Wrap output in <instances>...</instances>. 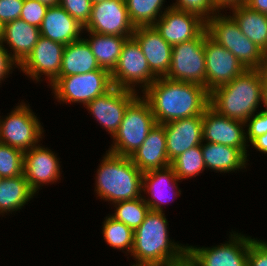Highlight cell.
I'll list each match as a JSON object with an SVG mask.
<instances>
[{
	"instance_id": "cell-1",
	"label": "cell",
	"mask_w": 267,
	"mask_h": 266,
	"mask_svg": "<svg viewBox=\"0 0 267 266\" xmlns=\"http://www.w3.org/2000/svg\"><path fill=\"white\" fill-rule=\"evenodd\" d=\"M142 95L157 124L203 115L209 106V92L204 86L166 77L157 78Z\"/></svg>"
},
{
	"instance_id": "cell-2",
	"label": "cell",
	"mask_w": 267,
	"mask_h": 266,
	"mask_svg": "<svg viewBox=\"0 0 267 266\" xmlns=\"http://www.w3.org/2000/svg\"><path fill=\"white\" fill-rule=\"evenodd\" d=\"M168 221L163 212L150 210L143 223L134 231L131 256L137 266H163L179 260L189 244L169 238Z\"/></svg>"
},
{
	"instance_id": "cell-3",
	"label": "cell",
	"mask_w": 267,
	"mask_h": 266,
	"mask_svg": "<svg viewBox=\"0 0 267 266\" xmlns=\"http://www.w3.org/2000/svg\"><path fill=\"white\" fill-rule=\"evenodd\" d=\"M262 72L246 69L233 81L209 93V106L220 115L246 122L262 102Z\"/></svg>"
},
{
	"instance_id": "cell-4",
	"label": "cell",
	"mask_w": 267,
	"mask_h": 266,
	"mask_svg": "<svg viewBox=\"0 0 267 266\" xmlns=\"http://www.w3.org/2000/svg\"><path fill=\"white\" fill-rule=\"evenodd\" d=\"M95 176L97 197L111 204L142 197L143 173L130 157L106 151Z\"/></svg>"
},
{
	"instance_id": "cell-5",
	"label": "cell",
	"mask_w": 267,
	"mask_h": 266,
	"mask_svg": "<svg viewBox=\"0 0 267 266\" xmlns=\"http://www.w3.org/2000/svg\"><path fill=\"white\" fill-rule=\"evenodd\" d=\"M208 36L229 50L246 69H261L264 52L248 39L230 15L216 13L206 20Z\"/></svg>"
},
{
	"instance_id": "cell-6",
	"label": "cell",
	"mask_w": 267,
	"mask_h": 266,
	"mask_svg": "<svg viewBox=\"0 0 267 266\" xmlns=\"http://www.w3.org/2000/svg\"><path fill=\"white\" fill-rule=\"evenodd\" d=\"M141 96L127 107L121 125L112 137L114 141L108 152L130 157L157 124L149 103Z\"/></svg>"
},
{
	"instance_id": "cell-7",
	"label": "cell",
	"mask_w": 267,
	"mask_h": 266,
	"mask_svg": "<svg viewBox=\"0 0 267 266\" xmlns=\"http://www.w3.org/2000/svg\"><path fill=\"white\" fill-rule=\"evenodd\" d=\"M50 85L60 104L82 103L84 107L113 87L111 73L103 68L84 74L58 76Z\"/></svg>"
},
{
	"instance_id": "cell-8",
	"label": "cell",
	"mask_w": 267,
	"mask_h": 266,
	"mask_svg": "<svg viewBox=\"0 0 267 266\" xmlns=\"http://www.w3.org/2000/svg\"><path fill=\"white\" fill-rule=\"evenodd\" d=\"M25 102L15 106L4 119L0 116V142L23 152L34 148L43 138L40 120Z\"/></svg>"
},
{
	"instance_id": "cell-9",
	"label": "cell",
	"mask_w": 267,
	"mask_h": 266,
	"mask_svg": "<svg viewBox=\"0 0 267 266\" xmlns=\"http://www.w3.org/2000/svg\"><path fill=\"white\" fill-rule=\"evenodd\" d=\"M111 79L113 86L134 92L139 91L135 87L140 86L141 93L157 79L150 70L143 51L132 37L123 44L117 65L111 72Z\"/></svg>"
},
{
	"instance_id": "cell-10",
	"label": "cell",
	"mask_w": 267,
	"mask_h": 266,
	"mask_svg": "<svg viewBox=\"0 0 267 266\" xmlns=\"http://www.w3.org/2000/svg\"><path fill=\"white\" fill-rule=\"evenodd\" d=\"M204 43L205 30L193 40L172 46V59L166 78L192 82L206 88Z\"/></svg>"
},
{
	"instance_id": "cell-11",
	"label": "cell",
	"mask_w": 267,
	"mask_h": 266,
	"mask_svg": "<svg viewBox=\"0 0 267 266\" xmlns=\"http://www.w3.org/2000/svg\"><path fill=\"white\" fill-rule=\"evenodd\" d=\"M229 241L211 247L187 246V252L199 266H247L250 243L255 239L229 232Z\"/></svg>"
},
{
	"instance_id": "cell-12",
	"label": "cell",
	"mask_w": 267,
	"mask_h": 266,
	"mask_svg": "<svg viewBox=\"0 0 267 266\" xmlns=\"http://www.w3.org/2000/svg\"><path fill=\"white\" fill-rule=\"evenodd\" d=\"M84 31L132 37L135 26L129 18L125 0H104L93 4Z\"/></svg>"
},
{
	"instance_id": "cell-13",
	"label": "cell",
	"mask_w": 267,
	"mask_h": 266,
	"mask_svg": "<svg viewBox=\"0 0 267 266\" xmlns=\"http://www.w3.org/2000/svg\"><path fill=\"white\" fill-rule=\"evenodd\" d=\"M138 93L113 86L96 97L85 108L112 137L118 131L127 107L138 97Z\"/></svg>"
},
{
	"instance_id": "cell-14",
	"label": "cell",
	"mask_w": 267,
	"mask_h": 266,
	"mask_svg": "<svg viewBox=\"0 0 267 266\" xmlns=\"http://www.w3.org/2000/svg\"><path fill=\"white\" fill-rule=\"evenodd\" d=\"M204 53L206 63V90L209 93L216 87L233 81L246 70L229 50L208 36L206 29Z\"/></svg>"
},
{
	"instance_id": "cell-15",
	"label": "cell",
	"mask_w": 267,
	"mask_h": 266,
	"mask_svg": "<svg viewBox=\"0 0 267 266\" xmlns=\"http://www.w3.org/2000/svg\"><path fill=\"white\" fill-rule=\"evenodd\" d=\"M65 45L40 36L31 54L19 66L22 73L33 81L40 82L47 76L50 85L60 73Z\"/></svg>"
},
{
	"instance_id": "cell-16",
	"label": "cell",
	"mask_w": 267,
	"mask_h": 266,
	"mask_svg": "<svg viewBox=\"0 0 267 266\" xmlns=\"http://www.w3.org/2000/svg\"><path fill=\"white\" fill-rule=\"evenodd\" d=\"M153 26L174 46L197 38L206 29V20L196 13L170 7Z\"/></svg>"
},
{
	"instance_id": "cell-17",
	"label": "cell",
	"mask_w": 267,
	"mask_h": 266,
	"mask_svg": "<svg viewBox=\"0 0 267 266\" xmlns=\"http://www.w3.org/2000/svg\"><path fill=\"white\" fill-rule=\"evenodd\" d=\"M245 122L220 115L210 106L203 113V141L238 148L246 157Z\"/></svg>"
},
{
	"instance_id": "cell-18",
	"label": "cell",
	"mask_w": 267,
	"mask_h": 266,
	"mask_svg": "<svg viewBox=\"0 0 267 266\" xmlns=\"http://www.w3.org/2000/svg\"><path fill=\"white\" fill-rule=\"evenodd\" d=\"M41 145L24 152L23 174L35 193L46 184L57 183L62 174L58 155Z\"/></svg>"
},
{
	"instance_id": "cell-19",
	"label": "cell",
	"mask_w": 267,
	"mask_h": 266,
	"mask_svg": "<svg viewBox=\"0 0 267 266\" xmlns=\"http://www.w3.org/2000/svg\"><path fill=\"white\" fill-rule=\"evenodd\" d=\"M163 125L170 163L189 148L203 142V115L173 120Z\"/></svg>"
},
{
	"instance_id": "cell-20",
	"label": "cell",
	"mask_w": 267,
	"mask_h": 266,
	"mask_svg": "<svg viewBox=\"0 0 267 266\" xmlns=\"http://www.w3.org/2000/svg\"><path fill=\"white\" fill-rule=\"evenodd\" d=\"M132 38L143 51L152 73L157 78L166 77L172 59V46L161 37L154 26L136 27Z\"/></svg>"
},
{
	"instance_id": "cell-21",
	"label": "cell",
	"mask_w": 267,
	"mask_h": 266,
	"mask_svg": "<svg viewBox=\"0 0 267 266\" xmlns=\"http://www.w3.org/2000/svg\"><path fill=\"white\" fill-rule=\"evenodd\" d=\"M178 182L179 179L171 166L143 173L142 192L148 194V198L146 199L145 195L142 196L150 210L165 212L163 205L181 195Z\"/></svg>"
},
{
	"instance_id": "cell-22",
	"label": "cell",
	"mask_w": 267,
	"mask_h": 266,
	"mask_svg": "<svg viewBox=\"0 0 267 266\" xmlns=\"http://www.w3.org/2000/svg\"><path fill=\"white\" fill-rule=\"evenodd\" d=\"M130 159L142 173L171 165L167 155L163 124H156L150 130L142 145L130 156Z\"/></svg>"
},
{
	"instance_id": "cell-23",
	"label": "cell",
	"mask_w": 267,
	"mask_h": 266,
	"mask_svg": "<svg viewBox=\"0 0 267 266\" xmlns=\"http://www.w3.org/2000/svg\"><path fill=\"white\" fill-rule=\"evenodd\" d=\"M39 30L42 37L67 45L82 38L84 26L58 4L49 6Z\"/></svg>"
},
{
	"instance_id": "cell-24",
	"label": "cell",
	"mask_w": 267,
	"mask_h": 266,
	"mask_svg": "<svg viewBox=\"0 0 267 266\" xmlns=\"http://www.w3.org/2000/svg\"><path fill=\"white\" fill-rule=\"evenodd\" d=\"M40 36L38 27L16 19L3 25L1 43L8 45L11 57L20 66L31 54Z\"/></svg>"
},
{
	"instance_id": "cell-25",
	"label": "cell",
	"mask_w": 267,
	"mask_h": 266,
	"mask_svg": "<svg viewBox=\"0 0 267 266\" xmlns=\"http://www.w3.org/2000/svg\"><path fill=\"white\" fill-rule=\"evenodd\" d=\"M201 151L206 169L220 173L237 172L239 169H246L247 157L238 149L232 146L202 142Z\"/></svg>"
},
{
	"instance_id": "cell-26",
	"label": "cell",
	"mask_w": 267,
	"mask_h": 266,
	"mask_svg": "<svg viewBox=\"0 0 267 266\" xmlns=\"http://www.w3.org/2000/svg\"><path fill=\"white\" fill-rule=\"evenodd\" d=\"M100 69L85 37L65 45L59 76H71Z\"/></svg>"
},
{
	"instance_id": "cell-27",
	"label": "cell",
	"mask_w": 267,
	"mask_h": 266,
	"mask_svg": "<svg viewBox=\"0 0 267 266\" xmlns=\"http://www.w3.org/2000/svg\"><path fill=\"white\" fill-rule=\"evenodd\" d=\"M230 16L238 24L241 32L267 52V15L250 9L246 5L230 9Z\"/></svg>"
},
{
	"instance_id": "cell-28",
	"label": "cell",
	"mask_w": 267,
	"mask_h": 266,
	"mask_svg": "<svg viewBox=\"0 0 267 266\" xmlns=\"http://www.w3.org/2000/svg\"><path fill=\"white\" fill-rule=\"evenodd\" d=\"M35 192L30 188L24 174L0 180V215L20 211L33 197Z\"/></svg>"
},
{
	"instance_id": "cell-29",
	"label": "cell",
	"mask_w": 267,
	"mask_h": 266,
	"mask_svg": "<svg viewBox=\"0 0 267 266\" xmlns=\"http://www.w3.org/2000/svg\"><path fill=\"white\" fill-rule=\"evenodd\" d=\"M86 32L89 33L87 35L89 37L85 40L90 46L100 68L111 73L120 58L123 44L131 37L104 35L89 31Z\"/></svg>"
},
{
	"instance_id": "cell-30",
	"label": "cell",
	"mask_w": 267,
	"mask_h": 266,
	"mask_svg": "<svg viewBox=\"0 0 267 266\" xmlns=\"http://www.w3.org/2000/svg\"><path fill=\"white\" fill-rule=\"evenodd\" d=\"M166 0H125L129 18L132 24L139 26H153L160 16L171 7L165 6ZM164 9V10H163ZM163 10V11H162Z\"/></svg>"
},
{
	"instance_id": "cell-31",
	"label": "cell",
	"mask_w": 267,
	"mask_h": 266,
	"mask_svg": "<svg viewBox=\"0 0 267 266\" xmlns=\"http://www.w3.org/2000/svg\"><path fill=\"white\" fill-rule=\"evenodd\" d=\"M104 219L102 234L107 245L120 251L123 250L122 252H127V255L131 254L134 231L110 215Z\"/></svg>"
},
{
	"instance_id": "cell-32",
	"label": "cell",
	"mask_w": 267,
	"mask_h": 266,
	"mask_svg": "<svg viewBox=\"0 0 267 266\" xmlns=\"http://www.w3.org/2000/svg\"><path fill=\"white\" fill-rule=\"evenodd\" d=\"M113 205L116 208L115 213L110 216L124 223L133 231L143 223L145 216L150 211L143 196L132 200L120 201Z\"/></svg>"
},
{
	"instance_id": "cell-33",
	"label": "cell",
	"mask_w": 267,
	"mask_h": 266,
	"mask_svg": "<svg viewBox=\"0 0 267 266\" xmlns=\"http://www.w3.org/2000/svg\"><path fill=\"white\" fill-rule=\"evenodd\" d=\"M179 180L194 178L203 173L206 166L204 163L201 145L189 148L176 157L170 165Z\"/></svg>"
},
{
	"instance_id": "cell-34",
	"label": "cell",
	"mask_w": 267,
	"mask_h": 266,
	"mask_svg": "<svg viewBox=\"0 0 267 266\" xmlns=\"http://www.w3.org/2000/svg\"><path fill=\"white\" fill-rule=\"evenodd\" d=\"M24 152L0 142V177L23 175Z\"/></svg>"
},
{
	"instance_id": "cell-35",
	"label": "cell",
	"mask_w": 267,
	"mask_h": 266,
	"mask_svg": "<svg viewBox=\"0 0 267 266\" xmlns=\"http://www.w3.org/2000/svg\"><path fill=\"white\" fill-rule=\"evenodd\" d=\"M59 5L82 26L90 19L93 5L91 0H59Z\"/></svg>"
},
{
	"instance_id": "cell-36",
	"label": "cell",
	"mask_w": 267,
	"mask_h": 266,
	"mask_svg": "<svg viewBox=\"0 0 267 266\" xmlns=\"http://www.w3.org/2000/svg\"><path fill=\"white\" fill-rule=\"evenodd\" d=\"M171 7L196 13L205 20L218 13L214 8L213 0H176L175 3L171 4Z\"/></svg>"
},
{
	"instance_id": "cell-37",
	"label": "cell",
	"mask_w": 267,
	"mask_h": 266,
	"mask_svg": "<svg viewBox=\"0 0 267 266\" xmlns=\"http://www.w3.org/2000/svg\"><path fill=\"white\" fill-rule=\"evenodd\" d=\"M49 6L36 0H24L20 19L28 24L40 27Z\"/></svg>"
},
{
	"instance_id": "cell-38",
	"label": "cell",
	"mask_w": 267,
	"mask_h": 266,
	"mask_svg": "<svg viewBox=\"0 0 267 266\" xmlns=\"http://www.w3.org/2000/svg\"><path fill=\"white\" fill-rule=\"evenodd\" d=\"M246 142H252L256 137L267 133V111L260 110L259 112L251 115L245 122Z\"/></svg>"
},
{
	"instance_id": "cell-39",
	"label": "cell",
	"mask_w": 267,
	"mask_h": 266,
	"mask_svg": "<svg viewBox=\"0 0 267 266\" xmlns=\"http://www.w3.org/2000/svg\"><path fill=\"white\" fill-rule=\"evenodd\" d=\"M247 266H267V241L255 238L250 243Z\"/></svg>"
},
{
	"instance_id": "cell-40",
	"label": "cell",
	"mask_w": 267,
	"mask_h": 266,
	"mask_svg": "<svg viewBox=\"0 0 267 266\" xmlns=\"http://www.w3.org/2000/svg\"><path fill=\"white\" fill-rule=\"evenodd\" d=\"M24 0H0V23H5L20 19Z\"/></svg>"
},
{
	"instance_id": "cell-41",
	"label": "cell",
	"mask_w": 267,
	"mask_h": 266,
	"mask_svg": "<svg viewBox=\"0 0 267 266\" xmlns=\"http://www.w3.org/2000/svg\"><path fill=\"white\" fill-rule=\"evenodd\" d=\"M5 46L0 41V84L12 73L13 69L16 67L19 69V65L13 60L10 51Z\"/></svg>"
},
{
	"instance_id": "cell-42",
	"label": "cell",
	"mask_w": 267,
	"mask_h": 266,
	"mask_svg": "<svg viewBox=\"0 0 267 266\" xmlns=\"http://www.w3.org/2000/svg\"><path fill=\"white\" fill-rule=\"evenodd\" d=\"M213 2L215 10L220 13L221 10H226V8L228 10L245 5L246 0H213Z\"/></svg>"
},
{
	"instance_id": "cell-43",
	"label": "cell",
	"mask_w": 267,
	"mask_h": 266,
	"mask_svg": "<svg viewBox=\"0 0 267 266\" xmlns=\"http://www.w3.org/2000/svg\"><path fill=\"white\" fill-rule=\"evenodd\" d=\"M163 266H199V264L186 252L179 260L171 261Z\"/></svg>"
},
{
	"instance_id": "cell-44",
	"label": "cell",
	"mask_w": 267,
	"mask_h": 266,
	"mask_svg": "<svg viewBox=\"0 0 267 266\" xmlns=\"http://www.w3.org/2000/svg\"><path fill=\"white\" fill-rule=\"evenodd\" d=\"M245 5L254 11L267 15V0H246Z\"/></svg>"
},
{
	"instance_id": "cell-45",
	"label": "cell",
	"mask_w": 267,
	"mask_h": 266,
	"mask_svg": "<svg viewBox=\"0 0 267 266\" xmlns=\"http://www.w3.org/2000/svg\"><path fill=\"white\" fill-rule=\"evenodd\" d=\"M250 145L253 146L257 151L264 153L265 155L267 154V133L260 135L256 137Z\"/></svg>"
},
{
	"instance_id": "cell-46",
	"label": "cell",
	"mask_w": 267,
	"mask_h": 266,
	"mask_svg": "<svg viewBox=\"0 0 267 266\" xmlns=\"http://www.w3.org/2000/svg\"><path fill=\"white\" fill-rule=\"evenodd\" d=\"M262 103L267 111V77L262 73Z\"/></svg>"
},
{
	"instance_id": "cell-47",
	"label": "cell",
	"mask_w": 267,
	"mask_h": 266,
	"mask_svg": "<svg viewBox=\"0 0 267 266\" xmlns=\"http://www.w3.org/2000/svg\"><path fill=\"white\" fill-rule=\"evenodd\" d=\"M260 70L267 77V52L264 54L263 64Z\"/></svg>"
},
{
	"instance_id": "cell-48",
	"label": "cell",
	"mask_w": 267,
	"mask_h": 266,
	"mask_svg": "<svg viewBox=\"0 0 267 266\" xmlns=\"http://www.w3.org/2000/svg\"><path fill=\"white\" fill-rule=\"evenodd\" d=\"M39 1L40 3H43L47 6H54L59 4V0H36Z\"/></svg>"
},
{
	"instance_id": "cell-49",
	"label": "cell",
	"mask_w": 267,
	"mask_h": 266,
	"mask_svg": "<svg viewBox=\"0 0 267 266\" xmlns=\"http://www.w3.org/2000/svg\"><path fill=\"white\" fill-rule=\"evenodd\" d=\"M104 0H91L92 4L98 3V2H102Z\"/></svg>"
},
{
	"instance_id": "cell-50",
	"label": "cell",
	"mask_w": 267,
	"mask_h": 266,
	"mask_svg": "<svg viewBox=\"0 0 267 266\" xmlns=\"http://www.w3.org/2000/svg\"><path fill=\"white\" fill-rule=\"evenodd\" d=\"M2 28H3V26H2V24L0 23V41H1V37H2Z\"/></svg>"
}]
</instances>
